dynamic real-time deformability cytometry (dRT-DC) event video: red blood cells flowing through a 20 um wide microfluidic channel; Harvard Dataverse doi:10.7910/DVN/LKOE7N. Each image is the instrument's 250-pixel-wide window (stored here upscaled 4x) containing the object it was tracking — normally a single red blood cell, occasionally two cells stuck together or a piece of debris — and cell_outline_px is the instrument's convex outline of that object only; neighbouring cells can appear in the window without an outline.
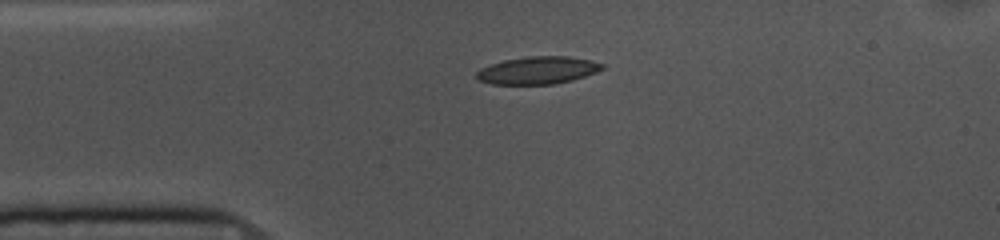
{"species": "common noctule bat (a hibernating species)", "species_latin": "Nyctalus noctula", "temperature_condition": "cold", "stored_images_in_passage": 43, "camera_frame_rate_fps": 3000, "um_per_image_px": 0.085, "animal": {"sex": "female", "body_mass_g": 10.0, "forearm_length_mm": 53.1}, "frame": {"image": 1, "passage_image": 1, "time_ms": 0.0, "image_size_px": [1000, 240], "cell_outline_px": [[604, 68], [596, 72], [572, 80], [552, 84], [492, 84], [480, 80], [476, 76], [476, 72], [480, 68], [504, 60], [528, 56], [568, 56], [592, 60], [604, 64]], "centroid_in_image_um": [45.73, 5.97], "position_along_channel_um": 39.3, "area_um2": 20.06}}
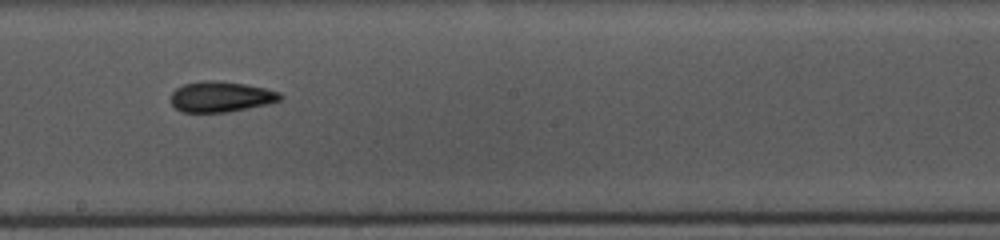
{"frame": {"image": 2, "passage_image": 18, "time_ms": 5.667, "image_size_px": [1000, 240], "cell_outline_px": [[284, 96], [280, 100], [268, 104], [248, 108], [224, 112], [180, 112], [172, 104], [172, 92], [176, 88], [184, 84], [204, 80], [212, 80], [244, 84], [264, 88], [280, 92]], "centroid_in_image_um": [18.78, 8.22], "position_along_channel_um": 229.4, "area_um2": 19.36}}
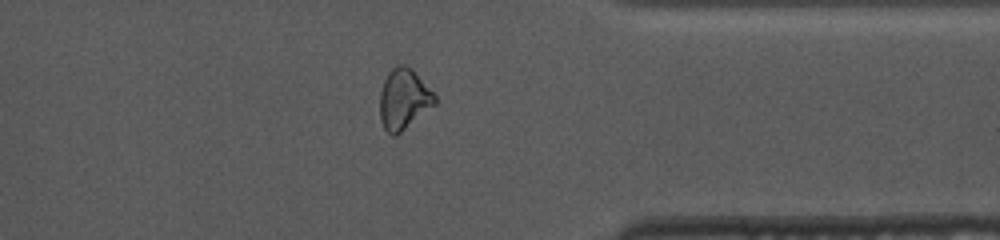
{"frame": {"image": 3, "passage_image": 31, "time_ms": 10.0, "image_size_px": [1000, 240], "cell_outline_px": [[436, 104], [396, 136], [392, 136], [384, 128], [380, 120], [380, 92], [384, 80], [388, 72], [396, 64], [404, 64], [412, 68], [436, 96]], "centroid_in_image_um": [34.31, 8.42], "position_along_channel_um": 377.1, "area_um2": 19.48}, "authors_computed_cell_mechanics": {"area_um2": 19.7676, "velocity_mm_per_s": 3.6612, "shape_relaxation_time_tau1_ms": 7.1425, "shape_relaxation_time_tau2_ms": 3.4955, "deformation_change_tau1": 0.1788, "deformation_change_tau2": 0.1082}}